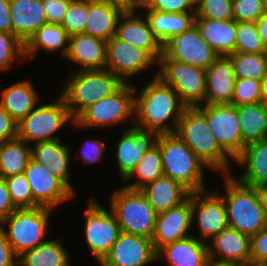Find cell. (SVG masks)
<instances>
[{
  "label": "cell",
  "instance_id": "cell-1",
  "mask_svg": "<svg viewBox=\"0 0 267 266\" xmlns=\"http://www.w3.org/2000/svg\"><path fill=\"white\" fill-rule=\"evenodd\" d=\"M136 91L135 88L134 126L158 135L175 133L187 107L177 92L157 75L139 93ZM168 120H172L171 125Z\"/></svg>",
  "mask_w": 267,
  "mask_h": 266
},
{
  "label": "cell",
  "instance_id": "cell-2",
  "mask_svg": "<svg viewBox=\"0 0 267 266\" xmlns=\"http://www.w3.org/2000/svg\"><path fill=\"white\" fill-rule=\"evenodd\" d=\"M223 177L228 225L250 236L257 234L267 225L266 190L242 184L231 174Z\"/></svg>",
  "mask_w": 267,
  "mask_h": 266
},
{
  "label": "cell",
  "instance_id": "cell-3",
  "mask_svg": "<svg viewBox=\"0 0 267 266\" xmlns=\"http://www.w3.org/2000/svg\"><path fill=\"white\" fill-rule=\"evenodd\" d=\"M175 133L208 169L219 170L222 175L231 174V157L218 145L206 117L196 107H186L183 110Z\"/></svg>",
  "mask_w": 267,
  "mask_h": 266
},
{
  "label": "cell",
  "instance_id": "cell-4",
  "mask_svg": "<svg viewBox=\"0 0 267 266\" xmlns=\"http://www.w3.org/2000/svg\"><path fill=\"white\" fill-rule=\"evenodd\" d=\"M74 74L61 92L74 120L86 108L103 98L112 96L125 84L119 76L107 68L79 70Z\"/></svg>",
  "mask_w": 267,
  "mask_h": 266
},
{
  "label": "cell",
  "instance_id": "cell-5",
  "mask_svg": "<svg viewBox=\"0 0 267 266\" xmlns=\"http://www.w3.org/2000/svg\"><path fill=\"white\" fill-rule=\"evenodd\" d=\"M156 145L162 155L163 175L180 182L190 192L205 190L204 169L208 167L176 134H159Z\"/></svg>",
  "mask_w": 267,
  "mask_h": 266
},
{
  "label": "cell",
  "instance_id": "cell-6",
  "mask_svg": "<svg viewBox=\"0 0 267 266\" xmlns=\"http://www.w3.org/2000/svg\"><path fill=\"white\" fill-rule=\"evenodd\" d=\"M121 232L152 239L157 213L140 190L121 187L111 196L110 207Z\"/></svg>",
  "mask_w": 267,
  "mask_h": 266
},
{
  "label": "cell",
  "instance_id": "cell-7",
  "mask_svg": "<svg viewBox=\"0 0 267 266\" xmlns=\"http://www.w3.org/2000/svg\"><path fill=\"white\" fill-rule=\"evenodd\" d=\"M51 210L53 209L43 206L16 209L0 222L17 257L48 241L44 238L47 236ZM4 224L8 225L7 229Z\"/></svg>",
  "mask_w": 267,
  "mask_h": 266
},
{
  "label": "cell",
  "instance_id": "cell-8",
  "mask_svg": "<svg viewBox=\"0 0 267 266\" xmlns=\"http://www.w3.org/2000/svg\"><path fill=\"white\" fill-rule=\"evenodd\" d=\"M157 76L171 86L187 107L202 105L206 97V70L168 58L164 53Z\"/></svg>",
  "mask_w": 267,
  "mask_h": 266
},
{
  "label": "cell",
  "instance_id": "cell-9",
  "mask_svg": "<svg viewBox=\"0 0 267 266\" xmlns=\"http://www.w3.org/2000/svg\"><path fill=\"white\" fill-rule=\"evenodd\" d=\"M67 122L74 123L75 120L60 94L56 101L34 108L18 123V138L26 143L57 140L60 137L53 134Z\"/></svg>",
  "mask_w": 267,
  "mask_h": 266
},
{
  "label": "cell",
  "instance_id": "cell-10",
  "mask_svg": "<svg viewBox=\"0 0 267 266\" xmlns=\"http://www.w3.org/2000/svg\"><path fill=\"white\" fill-rule=\"evenodd\" d=\"M135 87L125 83L112 96L86 108L73 123L77 127H106L134 118Z\"/></svg>",
  "mask_w": 267,
  "mask_h": 266
},
{
  "label": "cell",
  "instance_id": "cell-11",
  "mask_svg": "<svg viewBox=\"0 0 267 266\" xmlns=\"http://www.w3.org/2000/svg\"><path fill=\"white\" fill-rule=\"evenodd\" d=\"M205 117L218 145L235 160L244 150L238 116V106L203 104L195 106Z\"/></svg>",
  "mask_w": 267,
  "mask_h": 266
},
{
  "label": "cell",
  "instance_id": "cell-12",
  "mask_svg": "<svg viewBox=\"0 0 267 266\" xmlns=\"http://www.w3.org/2000/svg\"><path fill=\"white\" fill-rule=\"evenodd\" d=\"M84 237L89 250L100 263L117 241L121 228L115 214L107 211L93 197L88 200Z\"/></svg>",
  "mask_w": 267,
  "mask_h": 266
},
{
  "label": "cell",
  "instance_id": "cell-13",
  "mask_svg": "<svg viewBox=\"0 0 267 266\" xmlns=\"http://www.w3.org/2000/svg\"><path fill=\"white\" fill-rule=\"evenodd\" d=\"M163 53L173 60L206 70L219 55L202 38L196 25L163 44Z\"/></svg>",
  "mask_w": 267,
  "mask_h": 266
},
{
  "label": "cell",
  "instance_id": "cell-14",
  "mask_svg": "<svg viewBox=\"0 0 267 266\" xmlns=\"http://www.w3.org/2000/svg\"><path fill=\"white\" fill-rule=\"evenodd\" d=\"M23 174L31 188L33 208L43 206L54 209L64 201L75 197L76 193H73L60 179L52 175L47 167L32 157Z\"/></svg>",
  "mask_w": 267,
  "mask_h": 266
},
{
  "label": "cell",
  "instance_id": "cell-15",
  "mask_svg": "<svg viewBox=\"0 0 267 266\" xmlns=\"http://www.w3.org/2000/svg\"><path fill=\"white\" fill-rule=\"evenodd\" d=\"M217 192L218 190L191 192L192 221L197 218L199 240L212 239L229 226L224 200Z\"/></svg>",
  "mask_w": 267,
  "mask_h": 266
},
{
  "label": "cell",
  "instance_id": "cell-16",
  "mask_svg": "<svg viewBox=\"0 0 267 266\" xmlns=\"http://www.w3.org/2000/svg\"><path fill=\"white\" fill-rule=\"evenodd\" d=\"M158 64V61L146 50L133 46L113 36L107 41L106 68L119 76L125 83L132 75Z\"/></svg>",
  "mask_w": 267,
  "mask_h": 266
},
{
  "label": "cell",
  "instance_id": "cell-17",
  "mask_svg": "<svg viewBox=\"0 0 267 266\" xmlns=\"http://www.w3.org/2000/svg\"><path fill=\"white\" fill-rule=\"evenodd\" d=\"M157 259L151 239L121 232L99 266H145Z\"/></svg>",
  "mask_w": 267,
  "mask_h": 266
},
{
  "label": "cell",
  "instance_id": "cell-18",
  "mask_svg": "<svg viewBox=\"0 0 267 266\" xmlns=\"http://www.w3.org/2000/svg\"><path fill=\"white\" fill-rule=\"evenodd\" d=\"M192 221L191 192L180 205L157 214L155 230L152 237L156 251L166 244L184 239L188 235Z\"/></svg>",
  "mask_w": 267,
  "mask_h": 266
},
{
  "label": "cell",
  "instance_id": "cell-19",
  "mask_svg": "<svg viewBox=\"0 0 267 266\" xmlns=\"http://www.w3.org/2000/svg\"><path fill=\"white\" fill-rule=\"evenodd\" d=\"M127 128L120 138L116 159L121 178L124 180L136 167L145 152L156 145L158 134L134 126Z\"/></svg>",
  "mask_w": 267,
  "mask_h": 266
},
{
  "label": "cell",
  "instance_id": "cell-20",
  "mask_svg": "<svg viewBox=\"0 0 267 266\" xmlns=\"http://www.w3.org/2000/svg\"><path fill=\"white\" fill-rule=\"evenodd\" d=\"M135 12H123L116 28L115 36L133 46L148 51L157 61L163 54V44L151 30L146 16H136Z\"/></svg>",
  "mask_w": 267,
  "mask_h": 266
},
{
  "label": "cell",
  "instance_id": "cell-21",
  "mask_svg": "<svg viewBox=\"0 0 267 266\" xmlns=\"http://www.w3.org/2000/svg\"><path fill=\"white\" fill-rule=\"evenodd\" d=\"M208 244L209 259L251 263V236L233 227L224 228Z\"/></svg>",
  "mask_w": 267,
  "mask_h": 266
},
{
  "label": "cell",
  "instance_id": "cell-22",
  "mask_svg": "<svg viewBox=\"0 0 267 266\" xmlns=\"http://www.w3.org/2000/svg\"><path fill=\"white\" fill-rule=\"evenodd\" d=\"M235 72L228 56H219L206 69V97L203 104H232Z\"/></svg>",
  "mask_w": 267,
  "mask_h": 266
},
{
  "label": "cell",
  "instance_id": "cell-23",
  "mask_svg": "<svg viewBox=\"0 0 267 266\" xmlns=\"http://www.w3.org/2000/svg\"><path fill=\"white\" fill-rule=\"evenodd\" d=\"M107 41L84 33L70 36L66 58L80 65L78 70L106 68Z\"/></svg>",
  "mask_w": 267,
  "mask_h": 266
},
{
  "label": "cell",
  "instance_id": "cell-24",
  "mask_svg": "<svg viewBox=\"0 0 267 266\" xmlns=\"http://www.w3.org/2000/svg\"><path fill=\"white\" fill-rule=\"evenodd\" d=\"M235 162L246 170L239 182L267 190V138L247 144Z\"/></svg>",
  "mask_w": 267,
  "mask_h": 266
},
{
  "label": "cell",
  "instance_id": "cell-25",
  "mask_svg": "<svg viewBox=\"0 0 267 266\" xmlns=\"http://www.w3.org/2000/svg\"><path fill=\"white\" fill-rule=\"evenodd\" d=\"M206 243L190 235L161 247L157 259L164 257L169 266H206L209 259Z\"/></svg>",
  "mask_w": 267,
  "mask_h": 266
},
{
  "label": "cell",
  "instance_id": "cell-26",
  "mask_svg": "<svg viewBox=\"0 0 267 266\" xmlns=\"http://www.w3.org/2000/svg\"><path fill=\"white\" fill-rule=\"evenodd\" d=\"M12 34L23 44L47 23L42 0H10Z\"/></svg>",
  "mask_w": 267,
  "mask_h": 266
},
{
  "label": "cell",
  "instance_id": "cell-27",
  "mask_svg": "<svg viewBox=\"0 0 267 266\" xmlns=\"http://www.w3.org/2000/svg\"><path fill=\"white\" fill-rule=\"evenodd\" d=\"M60 140L35 143V148H31V157L47 167L52 175L60 179L74 193L75 190L69 183L70 146L63 145Z\"/></svg>",
  "mask_w": 267,
  "mask_h": 266
},
{
  "label": "cell",
  "instance_id": "cell-28",
  "mask_svg": "<svg viewBox=\"0 0 267 266\" xmlns=\"http://www.w3.org/2000/svg\"><path fill=\"white\" fill-rule=\"evenodd\" d=\"M140 191L157 214L180 205L190 194L180 182L164 175L145 185Z\"/></svg>",
  "mask_w": 267,
  "mask_h": 266
},
{
  "label": "cell",
  "instance_id": "cell-29",
  "mask_svg": "<svg viewBox=\"0 0 267 266\" xmlns=\"http://www.w3.org/2000/svg\"><path fill=\"white\" fill-rule=\"evenodd\" d=\"M195 25L199 29L202 38L219 56H228L235 52L236 20L195 18Z\"/></svg>",
  "mask_w": 267,
  "mask_h": 266
},
{
  "label": "cell",
  "instance_id": "cell-30",
  "mask_svg": "<svg viewBox=\"0 0 267 266\" xmlns=\"http://www.w3.org/2000/svg\"><path fill=\"white\" fill-rule=\"evenodd\" d=\"M123 11L101 0H89L84 34L105 41L115 36L118 20Z\"/></svg>",
  "mask_w": 267,
  "mask_h": 266
},
{
  "label": "cell",
  "instance_id": "cell-31",
  "mask_svg": "<svg viewBox=\"0 0 267 266\" xmlns=\"http://www.w3.org/2000/svg\"><path fill=\"white\" fill-rule=\"evenodd\" d=\"M143 8L147 13L145 16L149 21L151 30L162 44L195 25V12L167 13L151 10L144 3L140 9Z\"/></svg>",
  "mask_w": 267,
  "mask_h": 266
},
{
  "label": "cell",
  "instance_id": "cell-32",
  "mask_svg": "<svg viewBox=\"0 0 267 266\" xmlns=\"http://www.w3.org/2000/svg\"><path fill=\"white\" fill-rule=\"evenodd\" d=\"M0 106L19 123L38 104V94L32 83L23 80L2 90Z\"/></svg>",
  "mask_w": 267,
  "mask_h": 266
},
{
  "label": "cell",
  "instance_id": "cell-33",
  "mask_svg": "<svg viewBox=\"0 0 267 266\" xmlns=\"http://www.w3.org/2000/svg\"><path fill=\"white\" fill-rule=\"evenodd\" d=\"M69 39V33L60 24L46 23L24 44L25 60L34 57L40 48L47 52L62 50L61 54L66 57Z\"/></svg>",
  "mask_w": 267,
  "mask_h": 266
},
{
  "label": "cell",
  "instance_id": "cell-34",
  "mask_svg": "<svg viewBox=\"0 0 267 266\" xmlns=\"http://www.w3.org/2000/svg\"><path fill=\"white\" fill-rule=\"evenodd\" d=\"M242 142L249 143L267 138V105L263 102L238 106Z\"/></svg>",
  "mask_w": 267,
  "mask_h": 266
},
{
  "label": "cell",
  "instance_id": "cell-35",
  "mask_svg": "<svg viewBox=\"0 0 267 266\" xmlns=\"http://www.w3.org/2000/svg\"><path fill=\"white\" fill-rule=\"evenodd\" d=\"M68 256L62 243L51 239L18 256L17 266H70Z\"/></svg>",
  "mask_w": 267,
  "mask_h": 266
},
{
  "label": "cell",
  "instance_id": "cell-36",
  "mask_svg": "<svg viewBox=\"0 0 267 266\" xmlns=\"http://www.w3.org/2000/svg\"><path fill=\"white\" fill-rule=\"evenodd\" d=\"M31 148L18 137L0 144V176L6 178L24 173L31 158Z\"/></svg>",
  "mask_w": 267,
  "mask_h": 266
},
{
  "label": "cell",
  "instance_id": "cell-37",
  "mask_svg": "<svg viewBox=\"0 0 267 266\" xmlns=\"http://www.w3.org/2000/svg\"><path fill=\"white\" fill-rule=\"evenodd\" d=\"M163 176V163L160 149L157 145L153 146L148 152L143 154L136 167L132 172L123 180L129 181L135 177L139 180L134 181L132 184L125 186L132 190H140L145 185L155 181Z\"/></svg>",
  "mask_w": 267,
  "mask_h": 266
},
{
  "label": "cell",
  "instance_id": "cell-38",
  "mask_svg": "<svg viewBox=\"0 0 267 266\" xmlns=\"http://www.w3.org/2000/svg\"><path fill=\"white\" fill-rule=\"evenodd\" d=\"M236 78H248L261 81L267 75L265 53L233 52L228 55Z\"/></svg>",
  "mask_w": 267,
  "mask_h": 266
},
{
  "label": "cell",
  "instance_id": "cell-39",
  "mask_svg": "<svg viewBox=\"0 0 267 266\" xmlns=\"http://www.w3.org/2000/svg\"><path fill=\"white\" fill-rule=\"evenodd\" d=\"M235 51L242 53H265L267 51L258 34L256 22H237Z\"/></svg>",
  "mask_w": 267,
  "mask_h": 266
},
{
  "label": "cell",
  "instance_id": "cell-40",
  "mask_svg": "<svg viewBox=\"0 0 267 266\" xmlns=\"http://www.w3.org/2000/svg\"><path fill=\"white\" fill-rule=\"evenodd\" d=\"M89 0H71L61 26L69 35L84 33Z\"/></svg>",
  "mask_w": 267,
  "mask_h": 266
},
{
  "label": "cell",
  "instance_id": "cell-41",
  "mask_svg": "<svg viewBox=\"0 0 267 266\" xmlns=\"http://www.w3.org/2000/svg\"><path fill=\"white\" fill-rule=\"evenodd\" d=\"M195 18L211 20L234 19L232 0H196Z\"/></svg>",
  "mask_w": 267,
  "mask_h": 266
},
{
  "label": "cell",
  "instance_id": "cell-42",
  "mask_svg": "<svg viewBox=\"0 0 267 266\" xmlns=\"http://www.w3.org/2000/svg\"><path fill=\"white\" fill-rule=\"evenodd\" d=\"M11 201L17 209L33 208V195L25 175L17 174L5 178Z\"/></svg>",
  "mask_w": 267,
  "mask_h": 266
},
{
  "label": "cell",
  "instance_id": "cell-43",
  "mask_svg": "<svg viewBox=\"0 0 267 266\" xmlns=\"http://www.w3.org/2000/svg\"><path fill=\"white\" fill-rule=\"evenodd\" d=\"M259 102H262L261 81L248 78H236L232 105L241 106Z\"/></svg>",
  "mask_w": 267,
  "mask_h": 266
},
{
  "label": "cell",
  "instance_id": "cell-44",
  "mask_svg": "<svg viewBox=\"0 0 267 266\" xmlns=\"http://www.w3.org/2000/svg\"><path fill=\"white\" fill-rule=\"evenodd\" d=\"M24 59V44L12 33L0 31V72L12 67L16 59Z\"/></svg>",
  "mask_w": 267,
  "mask_h": 266
},
{
  "label": "cell",
  "instance_id": "cell-45",
  "mask_svg": "<svg viewBox=\"0 0 267 266\" xmlns=\"http://www.w3.org/2000/svg\"><path fill=\"white\" fill-rule=\"evenodd\" d=\"M234 20L256 22L265 12L262 0H232Z\"/></svg>",
  "mask_w": 267,
  "mask_h": 266
},
{
  "label": "cell",
  "instance_id": "cell-46",
  "mask_svg": "<svg viewBox=\"0 0 267 266\" xmlns=\"http://www.w3.org/2000/svg\"><path fill=\"white\" fill-rule=\"evenodd\" d=\"M151 10L167 13L195 12L196 0H143Z\"/></svg>",
  "mask_w": 267,
  "mask_h": 266
},
{
  "label": "cell",
  "instance_id": "cell-47",
  "mask_svg": "<svg viewBox=\"0 0 267 266\" xmlns=\"http://www.w3.org/2000/svg\"><path fill=\"white\" fill-rule=\"evenodd\" d=\"M251 263L267 265V225L251 236Z\"/></svg>",
  "mask_w": 267,
  "mask_h": 266
},
{
  "label": "cell",
  "instance_id": "cell-48",
  "mask_svg": "<svg viewBox=\"0 0 267 266\" xmlns=\"http://www.w3.org/2000/svg\"><path fill=\"white\" fill-rule=\"evenodd\" d=\"M71 0H42L46 20L49 24H62Z\"/></svg>",
  "mask_w": 267,
  "mask_h": 266
},
{
  "label": "cell",
  "instance_id": "cell-49",
  "mask_svg": "<svg viewBox=\"0 0 267 266\" xmlns=\"http://www.w3.org/2000/svg\"><path fill=\"white\" fill-rule=\"evenodd\" d=\"M106 148L104 142L97 139L87 140L82 144L81 149L79 150L82 160L87 164L96 163L101 161Z\"/></svg>",
  "mask_w": 267,
  "mask_h": 266
},
{
  "label": "cell",
  "instance_id": "cell-50",
  "mask_svg": "<svg viewBox=\"0 0 267 266\" xmlns=\"http://www.w3.org/2000/svg\"><path fill=\"white\" fill-rule=\"evenodd\" d=\"M18 137V123L0 106V144Z\"/></svg>",
  "mask_w": 267,
  "mask_h": 266
},
{
  "label": "cell",
  "instance_id": "cell-51",
  "mask_svg": "<svg viewBox=\"0 0 267 266\" xmlns=\"http://www.w3.org/2000/svg\"><path fill=\"white\" fill-rule=\"evenodd\" d=\"M18 257L9 244L4 228L0 225V266H17Z\"/></svg>",
  "mask_w": 267,
  "mask_h": 266
},
{
  "label": "cell",
  "instance_id": "cell-52",
  "mask_svg": "<svg viewBox=\"0 0 267 266\" xmlns=\"http://www.w3.org/2000/svg\"><path fill=\"white\" fill-rule=\"evenodd\" d=\"M16 209L11 201L5 178L0 176V222Z\"/></svg>",
  "mask_w": 267,
  "mask_h": 266
},
{
  "label": "cell",
  "instance_id": "cell-53",
  "mask_svg": "<svg viewBox=\"0 0 267 266\" xmlns=\"http://www.w3.org/2000/svg\"><path fill=\"white\" fill-rule=\"evenodd\" d=\"M10 0H0V31L12 33Z\"/></svg>",
  "mask_w": 267,
  "mask_h": 266
},
{
  "label": "cell",
  "instance_id": "cell-54",
  "mask_svg": "<svg viewBox=\"0 0 267 266\" xmlns=\"http://www.w3.org/2000/svg\"><path fill=\"white\" fill-rule=\"evenodd\" d=\"M118 7L123 12H135L136 8L142 7L143 0H101Z\"/></svg>",
  "mask_w": 267,
  "mask_h": 266
},
{
  "label": "cell",
  "instance_id": "cell-55",
  "mask_svg": "<svg viewBox=\"0 0 267 266\" xmlns=\"http://www.w3.org/2000/svg\"><path fill=\"white\" fill-rule=\"evenodd\" d=\"M256 28L258 34L267 48V12L265 11L263 15L256 21Z\"/></svg>",
  "mask_w": 267,
  "mask_h": 266
},
{
  "label": "cell",
  "instance_id": "cell-56",
  "mask_svg": "<svg viewBox=\"0 0 267 266\" xmlns=\"http://www.w3.org/2000/svg\"><path fill=\"white\" fill-rule=\"evenodd\" d=\"M206 266H246L245 264L233 261H222L216 259H208Z\"/></svg>",
  "mask_w": 267,
  "mask_h": 266
},
{
  "label": "cell",
  "instance_id": "cell-57",
  "mask_svg": "<svg viewBox=\"0 0 267 266\" xmlns=\"http://www.w3.org/2000/svg\"><path fill=\"white\" fill-rule=\"evenodd\" d=\"M262 102L267 105V75L261 80Z\"/></svg>",
  "mask_w": 267,
  "mask_h": 266
},
{
  "label": "cell",
  "instance_id": "cell-58",
  "mask_svg": "<svg viewBox=\"0 0 267 266\" xmlns=\"http://www.w3.org/2000/svg\"><path fill=\"white\" fill-rule=\"evenodd\" d=\"M264 10L267 12V0H262Z\"/></svg>",
  "mask_w": 267,
  "mask_h": 266
},
{
  "label": "cell",
  "instance_id": "cell-59",
  "mask_svg": "<svg viewBox=\"0 0 267 266\" xmlns=\"http://www.w3.org/2000/svg\"><path fill=\"white\" fill-rule=\"evenodd\" d=\"M246 266H267V265H257V264L250 263V264H247Z\"/></svg>",
  "mask_w": 267,
  "mask_h": 266
},
{
  "label": "cell",
  "instance_id": "cell-60",
  "mask_svg": "<svg viewBox=\"0 0 267 266\" xmlns=\"http://www.w3.org/2000/svg\"><path fill=\"white\" fill-rule=\"evenodd\" d=\"M266 65H267V51L265 52Z\"/></svg>",
  "mask_w": 267,
  "mask_h": 266
},
{
  "label": "cell",
  "instance_id": "cell-61",
  "mask_svg": "<svg viewBox=\"0 0 267 266\" xmlns=\"http://www.w3.org/2000/svg\"><path fill=\"white\" fill-rule=\"evenodd\" d=\"M266 209H267V190H266Z\"/></svg>",
  "mask_w": 267,
  "mask_h": 266
}]
</instances>
